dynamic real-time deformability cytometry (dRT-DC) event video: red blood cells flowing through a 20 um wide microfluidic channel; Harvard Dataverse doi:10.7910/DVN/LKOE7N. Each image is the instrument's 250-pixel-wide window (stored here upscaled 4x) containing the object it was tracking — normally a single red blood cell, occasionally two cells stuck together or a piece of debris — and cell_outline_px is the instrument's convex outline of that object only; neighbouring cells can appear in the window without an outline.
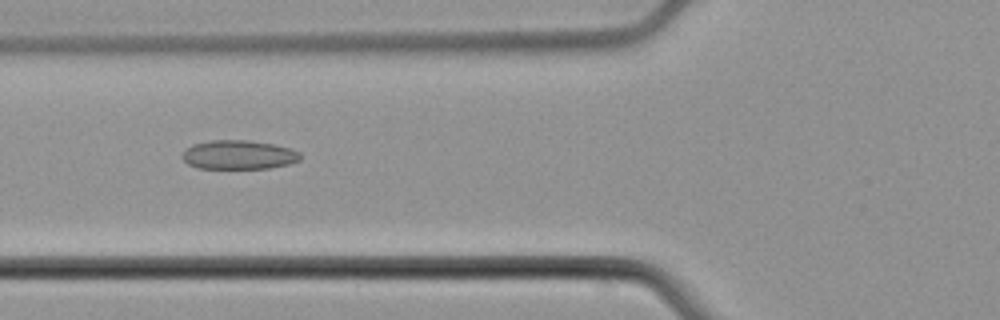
{"species": "common noctule bat (a hibernating species)", "species_latin": "Nyctalus noctula", "temperature_condition": "cold", "stored_images_in_passage": 7, "camera_frame_rate_fps": 3000, "um_per_image_px": 0.085, "animal": {"sex": "male", "body_mass_g": 21.5, "forearm_length_mm": 52.0}, "frame": {"image": 1, "passage_image": 5, "time_ms": 6.333, "image_size_px": [1000, 320], "cell_outline_px": [[300, 160], [288, 164], [268, 168], [196, 168], [188, 164], [180, 156], [192, 144], [212, 140], [248, 140], [276, 144], [300, 152]], "centroid_in_image_um": [20.28, 13.15], "position_along_channel_um": 105.5, "area_um2": 19.94}}
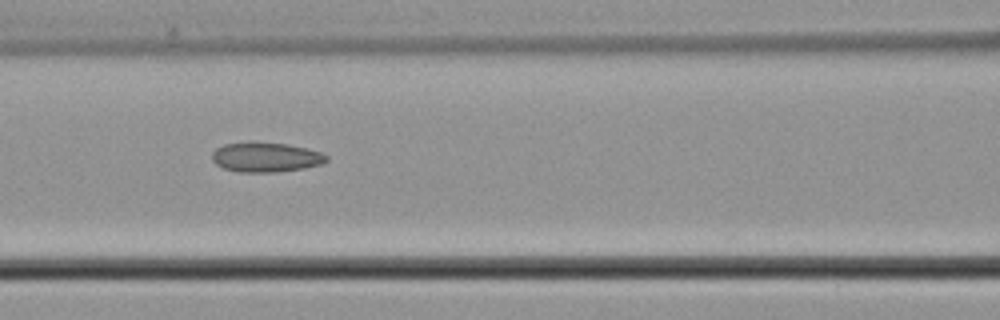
{"frame": {"image": 2, "passage_image": 6, "time_ms": 7.333, "image_size_px": [1000, 320], "cell_outline_px": [[328, 160], [320, 164], [304, 168], [276, 172], [236, 172], [224, 168], [216, 164], [212, 160], [212, 152], [216, 148], [224, 144], [248, 140], [252, 140], [288, 144], [320, 152], [328, 156]], "centroid_in_image_um": [22.54, 13.34], "position_along_channel_um": 144.1, "area_um2": 20.17}}
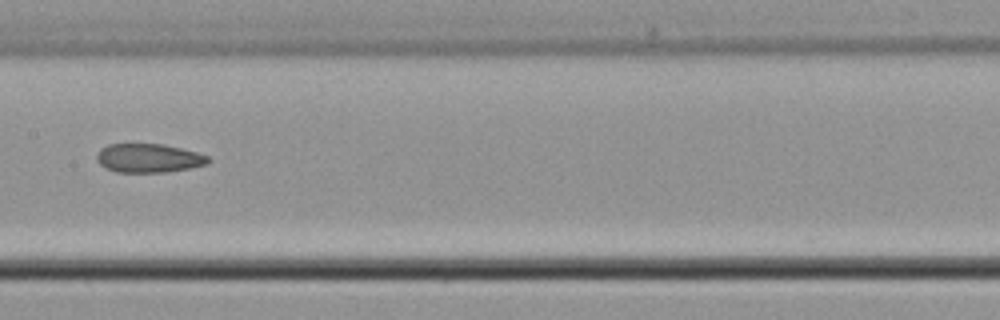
{"frame": {"image": 3, "passage_image": 7, "time_ms": 8.667, "image_size_px": [1000, 320], "cell_outline_px": [[212, 160], [208, 164], [192, 168], [168, 172], [116, 172], [100, 164], [96, 160], [96, 156], [100, 148], [108, 144], [164, 144], [196, 152], [208, 156]], "centroid_in_image_um": [12.66, 13.44], "position_along_channel_um": 194.7, "area_um2": 18.84}}